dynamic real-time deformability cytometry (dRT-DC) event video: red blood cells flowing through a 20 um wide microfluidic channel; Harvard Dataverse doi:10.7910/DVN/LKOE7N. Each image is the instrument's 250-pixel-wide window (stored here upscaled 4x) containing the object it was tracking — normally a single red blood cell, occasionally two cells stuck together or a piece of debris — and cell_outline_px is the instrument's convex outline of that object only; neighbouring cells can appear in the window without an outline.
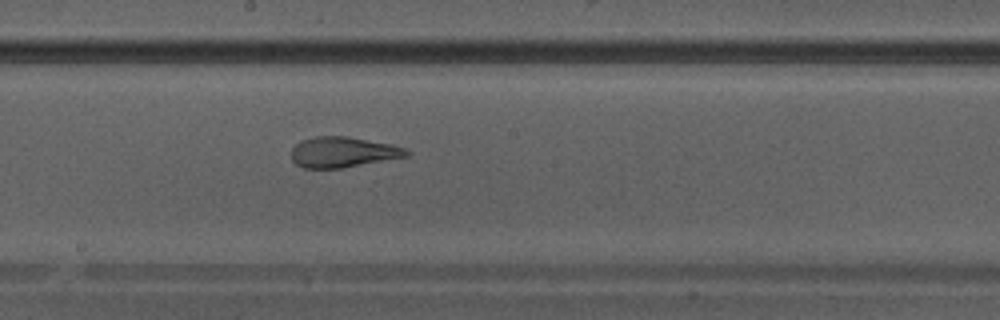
{"species": "Egyptian fruit bat (a non-hibernating species)", "species_latin": "Rousettus aegyptiacus", "temperature_condition": "warm", "stored_images_in_passage": 33, "camera_frame_rate_fps": 3000, "um_per_image_px": 0.085, "animal": {"sex": "male"}, "frame": {"image": 1, "passage_image": 23, "time_ms": 7.333, "image_size_px": [1000, 320], "cell_outline_px": [[412, 152], [408, 156], [340, 168], [304, 168], [296, 164], [292, 160], [292, 148], [300, 140], [316, 136], [348, 136], [392, 144], [408, 148]], "centroid_in_image_um": [29.18, 12.92], "position_along_channel_um": 219.0, "area_um2": 20.58}}
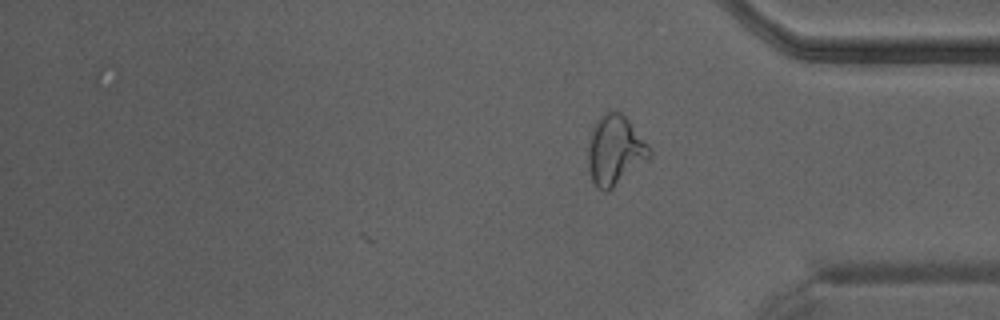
{"frame": {"image": 2, "passage_image": 33, "time_ms": 10.667, "image_size_px": [1000, 320], "cell_outline_px": [[652, 152], [648, 156], [608, 192], [604, 192], [596, 188], [592, 180], [588, 164], [588, 148], [592, 128], [596, 120], [608, 112], [616, 108], [628, 120], [648, 144]], "centroid_in_image_um": [52.23, 12.76], "position_along_channel_um": 383.0, "area_um2": 24.33}}